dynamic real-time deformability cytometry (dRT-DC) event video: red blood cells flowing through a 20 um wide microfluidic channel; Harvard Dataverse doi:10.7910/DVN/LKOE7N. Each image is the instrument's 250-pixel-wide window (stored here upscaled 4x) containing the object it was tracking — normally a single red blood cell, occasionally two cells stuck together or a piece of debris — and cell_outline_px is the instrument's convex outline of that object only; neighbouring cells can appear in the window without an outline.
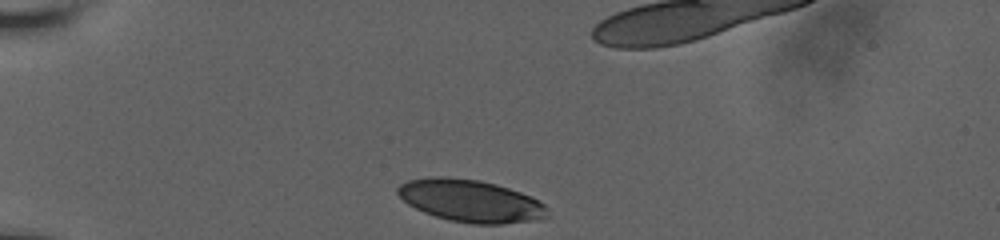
{"species": "human", "species_latin": "Homo sapiens", "temperature_condition": "room temperature", "stored_images_in_passage": 33, "camera_frame_rate_fps": 3000, "um_per_image_px": 0.085, "donor": {"sex": "male"}, "frame": {"image": 1, "passage_image": 1, "time_ms": 0.0, "image_size_px": [1000, 240], "cell_outline_px": [[548, 216], [536, 220], [500, 224], [472, 224], [448, 220], [424, 212], [408, 204], [396, 192], [396, 188], [400, 184], [408, 180], [436, 176], [448, 176], [480, 180], [496, 184], [532, 196], [544, 204], [548, 208]], "centroid_in_image_um": [40.01, 17.07], "position_along_channel_um": 45.0, "area_um2": 37.05}}
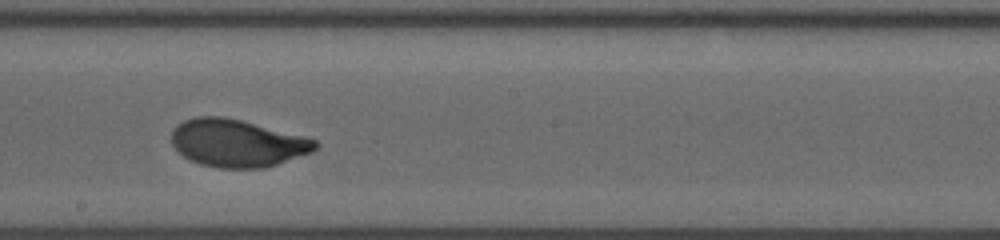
{"frame": {"image": 2, "passage_image": 19, "time_ms": 6.0, "image_size_px": [1000, 240], "cell_outline_px": [[320, 144], [312, 152], [264, 168], [220, 168], [200, 164], [184, 156], [172, 144], [172, 128], [176, 124], [184, 120], [196, 116], [224, 116], [304, 136], [316, 140]], "centroid_in_image_um": [20.15, 12.15], "position_along_channel_um": 228.0, "area_um2": 39.65}}
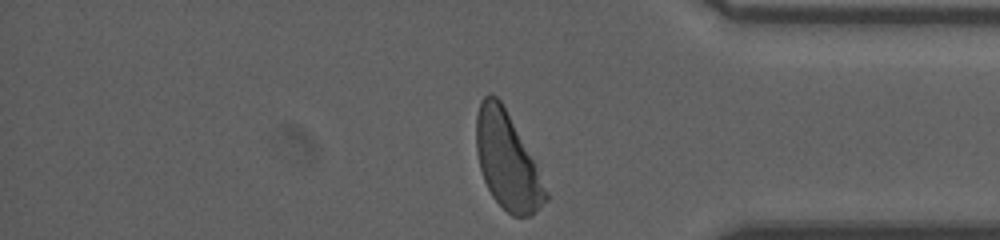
{"frame": {"image": 3, "passage_image": 33, "time_ms": 10.667, "image_size_px": [1000, 240], "cell_outline_px": [[548, 200], [532, 216], [512, 216], [492, 196], [484, 180], [480, 168], [476, 152], [476, 116], [480, 100], [488, 92], [496, 96], [500, 100], [536, 164], [548, 192]], "centroid_in_image_um": [43.11, 13.69], "position_along_channel_um": 392.1, "area_um2": 38.84}, "authors_computed_cell_mechanics": {"area_um2": 39.8242, "velocity_mm_per_s": 3.7675, "shape_relaxation_time_tau1_ms": 3.3871, "shape_relaxation_time_tau2_ms": null, "deformation_change_tau1": 0.1665, "deformation_change_tau2": null}}